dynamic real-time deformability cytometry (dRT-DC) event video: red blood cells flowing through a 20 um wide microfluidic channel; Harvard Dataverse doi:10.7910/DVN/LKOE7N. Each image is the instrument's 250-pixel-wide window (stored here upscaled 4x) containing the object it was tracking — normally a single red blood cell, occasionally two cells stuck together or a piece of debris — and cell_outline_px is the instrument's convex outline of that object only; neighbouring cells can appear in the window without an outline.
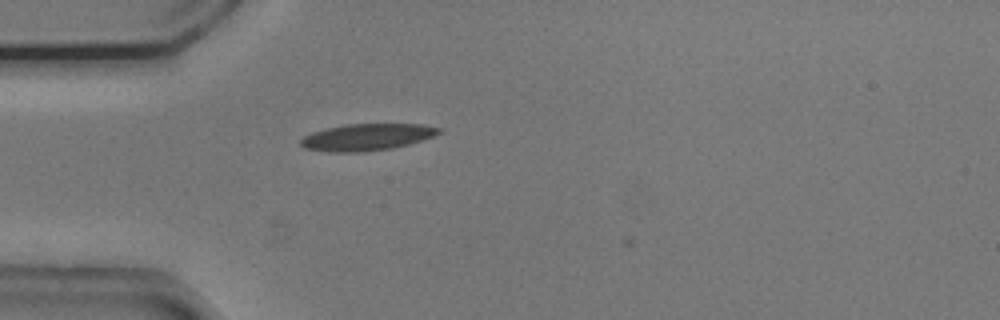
{"species": "common noctule bat (a hibernating species)", "species_latin": "Nyctalus noctula", "temperature_condition": "cold", "stored_images_in_passage": 8, "camera_frame_rate_fps": 3000, "um_per_image_px": 0.085, "animal": {"sex": "male", "body_mass_g": 20.5, "forearm_length_mm": 52.5}, "frame": {"image": 1, "passage_image": 3, "time_ms": 0.667, "image_size_px": [1000, 320], "cell_outline_px": [[444, 132], [408, 144], [392, 148], [360, 152], [328, 152], [304, 148], [300, 144], [300, 140], [304, 136], [312, 132], [344, 124], [424, 124], [444, 128]], "centroid_in_image_um": [31.21, 11.65], "position_along_channel_um": 53.8, "area_um2": 21.62}}